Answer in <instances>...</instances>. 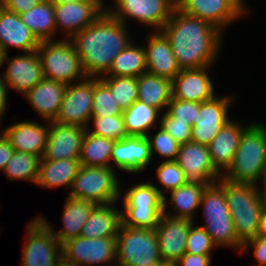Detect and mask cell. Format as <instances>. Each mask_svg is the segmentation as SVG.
Segmentation results:
<instances>
[{
    "mask_svg": "<svg viewBox=\"0 0 266 266\" xmlns=\"http://www.w3.org/2000/svg\"><path fill=\"white\" fill-rule=\"evenodd\" d=\"M161 32L169 40L181 70L212 66L219 55L221 31L177 6Z\"/></svg>",
    "mask_w": 266,
    "mask_h": 266,
    "instance_id": "cell-1",
    "label": "cell"
},
{
    "mask_svg": "<svg viewBox=\"0 0 266 266\" xmlns=\"http://www.w3.org/2000/svg\"><path fill=\"white\" fill-rule=\"evenodd\" d=\"M127 31L124 23L105 10L70 39L87 77L101 78L109 72L115 57L132 42Z\"/></svg>",
    "mask_w": 266,
    "mask_h": 266,
    "instance_id": "cell-2",
    "label": "cell"
},
{
    "mask_svg": "<svg viewBox=\"0 0 266 266\" xmlns=\"http://www.w3.org/2000/svg\"><path fill=\"white\" fill-rule=\"evenodd\" d=\"M266 175V125L251 123L222 178L232 183L254 184Z\"/></svg>",
    "mask_w": 266,
    "mask_h": 266,
    "instance_id": "cell-3",
    "label": "cell"
},
{
    "mask_svg": "<svg viewBox=\"0 0 266 266\" xmlns=\"http://www.w3.org/2000/svg\"><path fill=\"white\" fill-rule=\"evenodd\" d=\"M217 182L224 188L237 238L244 243L256 237L263 210L257 185L232 183L222 177Z\"/></svg>",
    "mask_w": 266,
    "mask_h": 266,
    "instance_id": "cell-4",
    "label": "cell"
},
{
    "mask_svg": "<svg viewBox=\"0 0 266 266\" xmlns=\"http://www.w3.org/2000/svg\"><path fill=\"white\" fill-rule=\"evenodd\" d=\"M116 266H162L155 229L121 224L116 236Z\"/></svg>",
    "mask_w": 266,
    "mask_h": 266,
    "instance_id": "cell-5",
    "label": "cell"
},
{
    "mask_svg": "<svg viewBox=\"0 0 266 266\" xmlns=\"http://www.w3.org/2000/svg\"><path fill=\"white\" fill-rule=\"evenodd\" d=\"M36 51L42 62L44 78L69 85L87 77L70 39L40 42Z\"/></svg>",
    "mask_w": 266,
    "mask_h": 266,
    "instance_id": "cell-6",
    "label": "cell"
},
{
    "mask_svg": "<svg viewBox=\"0 0 266 266\" xmlns=\"http://www.w3.org/2000/svg\"><path fill=\"white\" fill-rule=\"evenodd\" d=\"M122 224L155 229L163 214V197L152 182L139 183L123 195Z\"/></svg>",
    "mask_w": 266,
    "mask_h": 266,
    "instance_id": "cell-7",
    "label": "cell"
},
{
    "mask_svg": "<svg viewBox=\"0 0 266 266\" xmlns=\"http://www.w3.org/2000/svg\"><path fill=\"white\" fill-rule=\"evenodd\" d=\"M112 167H87L81 165L73 179L68 196L91 201L96 205L117 203L120 185Z\"/></svg>",
    "mask_w": 266,
    "mask_h": 266,
    "instance_id": "cell-8",
    "label": "cell"
},
{
    "mask_svg": "<svg viewBox=\"0 0 266 266\" xmlns=\"http://www.w3.org/2000/svg\"><path fill=\"white\" fill-rule=\"evenodd\" d=\"M27 229L21 266H55L62 255V245L51 229L39 217L29 222Z\"/></svg>",
    "mask_w": 266,
    "mask_h": 266,
    "instance_id": "cell-9",
    "label": "cell"
},
{
    "mask_svg": "<svg viewBox=\"0 0 266 266\" xmlns=\"http://www.w3.org/2000/svg\"><path fill=\"white\" fill-rule=\"evenodd\" d=\"M114 9L106 10L126 25L127 17L134 18L140 24L161 31L170 19L176 0H114ZM109 9V10H108Z\"/></svg>",
    "mask_w": 266,
    "mask_h": 266,
    "instance_id": "cell-10",
    "label": "cell"
},
{
    "mask_svg": "<svg viewBox=\"0 0 266 266\" xmlns=\"http://www.w3.org/2000/svg\"><path fill=\"white\" fill-rule=\"evenodd\" d=\"M92 107L93 78L86 77L81 82L66 86L64 98L55 122L89 128Z\"/></svg>",
    "mask_w": 266,
    "mask_h": 266,
    "instance_id": "cell-11",
    "label": "cell"
},
{
    "mask_svg": "<svg viewBox=\"0 0 266 266\" xmlns=\"http://www.w3.org/2000/svg\"><path fill=\"white\" fill-rule=\"evenodd\" d=\"M176 4L184 13L207 21L221 31L248 12L239 0H176Z\"/></svg>",
    "mask_w": 266,
    "mask_h": 266,
    "instance_id": "cell-12",
    "label": "cell"
},
{
    "mask_svg": "<svg viewBox=\"0 0 266 266\" xmlns=\"http://www.w3.org/2000/svg\"><path fill=\"white\" fill-rule=\"evenodd\" d=\"M235 97L217 95L207 101L199 103V113L196 115L192 126L191 141L203 145H209L218 132L231 119L228 117V109Z\"/></svg>",
    "mask_w": 266,
    "mask_h": 266,
    "instance_id": "cell-13",
    "label": "cell"
},
{
    "mask_svg": "<svg viewBox=\"0 0 266 266\" xmlns=\"http://www.w3.org/2000/svg\"><path fill=\"white\" fill-rule=\"evenodd\" d=\"M62 255L79 266L109 264L116 260V237L78 236L62 244Z\"/></svg>",
    "mask_w": 266,
    "mask_h": 266,
    "instance_id": "cell-14",
    "label": "cell"
},
{
    "mask_svg": "<svg viewBox=\"0 0 266 266\" xmlns=\"http://www.w3.org/2000/svg\"><path fill=\"white\" fill-rule=\"evenodd\" d=\"M190 219L162 214L155 228L160 257L164 264H175L186 252Z\"/></svg>",
    "mask_w": 266,
    "mask_h": 266,
    "instance_id": "cell-15",
    "label": "cell"
},
{
    "mask_svg": "<svg viewBox=\"0 0 266 266\" xmlns=\"http://www.w3.org/2000/svg\"><path fill=\"white\" fill-rule=\"evenodd\" d=\"M48 124L46 148L41 160H79L87 128L55 121Z\"/></svg>",
    "mask_w": 266,
    "mask_h": 266,
    "instance_id": "cell-16",
    "label": "cell"
},
{
    "mask_svg": "<svg viewBox=\"0 0 266 266\" xmlns=\"http://www.w3.org/2000/svg\"><path fill=\"white\" fill-rule=\"evenodd\" d=\"M176 161L187 182L211 185L222 177L211 162L207 145L193 141L180 145Z\"/></svg>",
    "mask_w": 266,
    "mask_h": 266,
    "instance_id": "cell-17",
    "label": "cell"
},
{
    "mask_svg": "<svg viewBox=\"0 0 266 266\" xmlns=\"http://www.w3.org/2000/svg\"><path fill=\"white\" fill-rule=\"evenodd\" d=\"M103 3L104 0H87L54 4L56 31L63 29L65 39H71L104 13Z\"/></svg>",
    "mask_w": 266,
    "mask_h": 266,
    "instance_id": "cell-18",
    "label": "cell"
},
{
    "mask_svg": "<svg viewBox=\"0 0 266 266\" xmlns=\"http://www.w3.org/2000/svg\"><path fill=\"white\" fill-rule=\"evenodd\" d=\"M5 61L9 63L3 74L5 84L23 95L44 79L42 62L36 50L19 54L12 59L6 54L3 64Z\"/></svg>",
    "mask_w": 266,
    "mask_h": 266,
    "instance_id": "cell-19",
    "label": "cell"
},
{
    "mask_svg": "<svg viewBox=\"0 0 266 266\" xmlns=\"http://www.w3.org/2000/svg\"><path fill=\"white\" fill-rule=\"evenodd\" d=\"M211 66L197 69H182L172 80L174 99L201 103L214 98L213 82L208 76Z\"/></svg>",
    "mask_w": 266,
    "mask_h": 266,
    "instance_id": "cell-20",
    "label": "cell"
},
{
    "mask_svg": "<svg viewBox=\"0 0 266 266\" xmlns=\"http://www.w3.org/2000/svg\"><path fill=\"white\" fill-rule=\"evenodd\" d=\"M113 160V161H112ZM117 170L138 173L152 162L150 143L147 137L128 136L115 141L112 147L111 164Z\"/></svg>",
    "mask_w": 266,
    "mask_h": 266,
    "instance_id": "cell-21",
    "label": "cell"
},
{
    "mask_svg": "<svg viewBox=\"0 0 266 266\" xmlns=\"http://www.w3.org/2000/svg\"><path fill=\"white\" fill-rule=\"evenodd\" d=\"M147 73L173 80L181 71L169 40L161 31L151 33L144 46Z\"/></svg>",
    "mask_w": 266,
    "mask_h": 266,
    "instance_id": "cell-22",
    "label": "cell"
},
{
    "mask_svg": "<svg viewBox=\"0 0 266 266\" xmlns=\"http://www.w3.org/2000/svg\"><path fill=\"white\" fill-rule=\"evenodd\" d=\"M39 43L18 14L0 6V46L5 55L10 47L24 53L37 50Z\"/></svg>",
    "mask_w": 266,
    "mask_h": 266,
    "instance_id": "cell-23",
    "label": "cell"
},
{
    "mask_svg": "<svg viewBox=\"0 0 266 266\" xmlns=\"http://www.w3.org/2000/svg\"><path fill=\"white\" fill-rule=\"evenodd\" d=\"M66 86L62 82L44 78L24 96L39 116L48 123L55 121L58 116Z\"/></svg>",
    "mask_w": 266,
    "mask_h": 266,
    "instance_id": "cell-24",
    "label": "cell"
},
{
    "mask_svg": "<svg viewBox=\"0 0 266 266\" xmlns=\"http://www.w3.org/2000/svg\"><path fill=\"white\" fill-rule=\"evenodd\" d=\"M49 127L32 121L16 122L2 132L9 139L14 151L27 152L43 157Z\"/></svg>",
    "mask_w": 266,
    "mask_h": 266,
    "instance_id": "cell-25",
    "label": "cell"
},
{
    "mask_svg": "<svg viewBox=\"0 0 266 266\" xmlns=\"http://www.w3.org/2000/svg\"><path fill=\"white\" fill-rule=\"evenodd\" d=\"M250 125L242 127L238 122L230 120L208 145L211 162L221 175L230 166L241 136Z\"/></svg>",
    "mask_w": 266,
    "mask_h": 266,
    "instance_id": "cell-26",
    "label": "cell"
},
{
    "mask_svg": "<svg viewBox=\"0 0 266 266\" xmlns=\"http://www.w3.org/2000/svg\"><path fill=\"white\" fill-rule=\"evenodd\" d=\"M97 205L91 201L76 199L67 196L63 210V228L59 231H54L50 223L41 215L38 216L50 229L53 235L59 240L62 245L66 241L80 236L81 230L85 222L91 215L92 210Z\"/></svg>",
    "mask_w": 266,
    "mask_h": 266,
    "instance_id": "cell-27",
    "label": "cell"
},
{
    "mask_svg": "<svg viewBox=\"0 0 266 266\" xmlns=\"http://www.w3.org/2000/svg\"><path fill=\"white\" fill-rule=\"evenodd\" d=\"M116 203L97 205L82 227L80 236L84 238L116 237L122 224V210Z\"/></svg>",
    "mask_w": 266,
    "mask_h": 266,
    "instance_id": "cell-28",
    "label": "cell"
},
{
    "mask_svg": "<svg viewBox=\"0 0 266 266\" xmlns=\"http://www.w3.org/2000/svg\"><path fill=\"white\" fill-rule=\"evenodd\" d=\"M208 185L204 183L187 182L185 185L170 191V201L175 214L171 215L166 211L168 200L163 197V213L172 217L186 218L192 221L195 212L200 208L203 193Z\"/></svg>",
    "mask_w": 266,
    "mask_h": 266,
    "instance_id": "cell-29",
    "label": "cell"
},
{
    "mask_svg": "<svg viewBox=\"0 0 266 266\" xmlns=\"http://www.w3.org/2000/svg\"><path fill=\"white\" fill-rule=\"evenodd\" d=\"M80 166V161L73 159L40 160L36 185L45 188H70Z\"/></svg>",
    "mask_w": 266,
    "mask_h": 266,
    "instance_id": "cell-30",
    "label": "cell"
},
{
    "mask_svg": "<svg viewBox=\"0 0 266 266\" xmlns=\"http://www.w3.org/2000/svg\"><path fill=\"white\" fill-rule=\"evenodd\" d=\"M137 89L138 100L159 111L167 109L168 103L173 97L172 80L147 72L137 77Z\"/></svg>",
    "mask_w": 266,
    "mask_h": 266,
    "instance_id": "cell-31",
    "label": "cell"
},
{
    "mask_svg": "<svg viewBox=\"0 0 266 266\" xmlns=\"http://www.w3.org/2000/svg\"><path fill=\"white\" fill-rule=\"evenodd\" d=\"M19 16L39 42L53 40L56 31L54 3L42 0Z\"/></svg>",
    "mask_w": 266,
    "mask_h": 266,
    "instance_id": "cell-32",
    "label": "cell"
},
{
    "mask_svg": "<svg viewBox=\"0 0 266 266\" xmlns=\"http://www.w3.org/2000/svg\"><path fill=\"white\" fill-rule=\"evenodd\" d=\"M161 112L146 103L135 101L130 107L123 111L122 117L128 136L146 137L149 129L156 127L158 115ZM155 125V126H154Z\"/></svg>",
    "mask_w": 266,
    "mask_h": 266,
    "instance_id": "cell-33",
    "label": "cell"
},
{
    "mask_svg": "<svg viewBox=\"0 0 266 266\" xmlns=\"http://www.w3.org/2000/svg\"><path fill=\"white\" fill-rule=\"evenodd\" d=\"M147 72L144 46L131 42L113 60L107 73L110 77H139Z\"/></svg>",
    "mask_w": 266,
    "mask_h": 266,
    "instance_id": "cell-34",
    "label": "cell"
},
{
    "mask_svg": "<svg viewBox=\"0 0 266 266\" xmlns=\"http://www.w3.org/2000/svg\"><path fill=\"white\" fill-rule=\"evenodd\" d=\"M115 141L86 131L79 158L80 165L87 167H114L111 165L112 147Z\"/></svg>",
    "mask_w": 266,
    "mask_h": 266,
    "instance_id": "cell-35",
    "label": "cell"
},
{
    "mask_svg": "<svg viewBox=\"0 0 266 266\" xmlns=\"http://www.w3.org/2000/svg\"><path fill=\"white\" fill-rule=\"evenodd\" d=\"M40 160L34 154L14 151L3 172L9 180H28L36 184Z\"/></svg>",
    "mask_w": 266,
    "mask_h": 266,
    "instance_id": "cell-36",
    "label": "cell"
},
{
    "mask_svg": "<svg viewBox=\"0 0 266 266\" xmlns=\"http://www.w3.org/2000/svg\"><path fill=\"white\" fill-rule=\"evenodd\" d=\"M206 224L202 225L210 235L213 243L218 246H230L242 249L243 243L237 238L232 217L205 218Z\"/></svg>",
    "mask_w": 266,
    "mask_h": 266,
    "instance_id": "cell-37",
    "label": "cell"
},
{
    "mask_svg": "<svg viewBox=\"0 0 266 266\" xmlns=\"http://www.w3.org/2000/svg\"><path fill=\"white\" fill-rule=\"evenodd\" d=\"M106 76H102L99 79L111 90V93L114 95V98L116 99L117 104L122 111L126 110L138 100L136 77Z\"/></svg>",
    "mask_w": 266,
    "mask_h": 266,
    "instance_id": "cell-38",
    "label": "cell"
},
{
    "mask_svg": "<svg viewBox=\"0 0 266 266\" xmlns=\"http://www.w3.org/2000/svg\"><path fill=\"white\" fill-rule=\"evenodd\" d=\"M200 207H203L205 218L231 217L224 188L218 182L206 187Z\"/></svg>",
    "mask_w": 266,
    "mask_h": 266,
    "instance_id": "cell-39",
    "label": "cell"
},
{
    "mask_svg": "<svg viewBox=\"0 0 266 266\" xmlns=\"http://www.w3.org/2000/svg\"><path fill=\"white\" fill-rule=\"evenodd\" d=\"M122 113L111 90L99 78H93L92 116H117Z\"/></svg>",
    "mask_w": 266,
    "mask_h": 266,
    "instance_id": "cell-40",
    "label": "cell"
},
{
    "mask_svg": "<svg viewBox=\"0 0 266 266\" xmlns=\"http://www.w3.org/2000/svg\"><path fill=\"white\" fill-rule=\"evenodd\" d=\"M92 120L94 129H86L90 134L106 137L114 141H119L128 137L122 115L92 116L89 120V123H91L90 121Z\"/></svg>",
    "mask_w": 266,
    "mask_h": 266,
    "instance_id": "cell-41",
    "label": "cell"
},
{
    "mask_svg": "<svg viewBox=\"0 0 266 266\" xmlns=\"http://www.w3.org/2000/svg\"><path fill=\"white\" fill-rule=\"evenodd\" d=\"M156 177L162 185V188H158L157 186L155 188L162 197H165L166 195L164 194H167L168 191L170 192L187 183L184 172L176 160H164L161 162L156 170Z\"/></svg>",
    "mask_w": 266,
    "mask_h": 266,
    "instance_id": "cell-42",
    "label": "cell"
},
{
    "mask_svg": "<svg viewBox=\"0 0 266 266\" xmlns=\"http://www.w3.org/2000/svg\"><path fill=\"white\" fill-rule=\"evenodd\" d=\"M158 132L153 136L148 134L146 137L150 143V152L153 159L154 152L165 158V161L176 160L180 144L161 126H158Z\"/></svg>",
    "mask_w": 266,
    "mask_h": 266,
    "instance_id": "cell-43",
    "label": "cell"
},
{
    "mask_svg": "<svg viewBox=\"0 0 266 266\" xmlns=\"http://www.w3.org/2000/svg\"><path fill=\"white\" fill-rule=\"evenodd\" d=\"M212 248L216 249L217 246L213 243L210 235L201 225L194 226L192 223L188 231L186 253L210 255Z\"/></svg>",
    "mask_w": 266,
    "mask_h": 266,
    "instance_id": "cell-44",
    "label": "cell"
},
{
    "mask_svg": "<svg viewBox=\"0 0 266 266\" xmlns=\"http://www.w3.org/2000/svg\"><path fill=\"white\" fill-rule=\"evenodd\" d=\"M165 112L170 117L176 118V121L186 122L192 127L199 113V103L172 98Z\"/></svg>",
    "mask_w": 266,
    "mask_h": 266,
    "instance_id": "cell-45",
    "label": "cell"
},
{
    "mask_svg": "<svg viewBox=\"0 0 266 266\" xmlns=\"http://www.w3.org/2000/svg\"><path fill=\"white\" fill-rule=\"evenodd\" d=\"M159 123L180 145L191 141L192 127L186 122L176 121V118L170 117L165 110Z\"/></svg>",
    "mask_w": 266,
    "mask_h": 266,
    "instance_id": "cell-46",
    "label": "cell"
},
{
    "mask_svg": "<svg viewBox=\"0 0 266 266\" xmlns=\"http://www.w3.org/2000/svg\"><path fill=\"white\" fill-rule=\"evenodd\" d=\"M252 247L254 256L258 262L257 266H266V236H256L245 241L242 245L241 252L248 251Z\"/></svg>",
    "mask_w": 266,
    "mask_h": 266,
    "instance_id": "cell-47",
    "label": "cell"
},
{
    "mask_svg": "<svg viewBox=\"0 0 266 266\" xmlns=\"http://www.w3.org/2000/svg\"><path fill=\"white\" fill-rule=\"evenodd\" d=\"M42 0H1V6L18 15L27 12Z\"/></svg>",
    "mask_w": 266,
    "mask_h": 266,
    "instance_id": "cell-48",
    "label": "cell"
},
{
    "mask_svg": "<svg viewBox=\"0 0 266 266\" xmlns=\"http://www.w3.org/2000/svg\"><path fill=\"white\" fill-rule=\"evenodd\" d=\"M211 255L184 253L175 263L176 266H210Z\"/></svg>",
    "mask_w": 266,
    "mask_h": 266,
    "instance_id": "cell-49",
    "label": "cell"
},
{
    "mask_svg": "<svg viewBox=\"0 0 266 266\" xmlns=\"http://www.w3.org/2000/svg\"><path fill=\"white\" fill-rule=\"evenodd\" d=\"M14 149L11 146L9 139L2 132L0 133V170L3 171L5 166L11 159Z\"/></svg>",
    "mask_w": 266,
    "mask_h": 266,
    "instance_id": "cell-50",
    "label": "cell"
},
{
    "mask_svg": "<svg viewBox=\"0 0 266 266\" xmlns=\"http://www.w3.org/2000/svg\"><path fill=\"white\" fill-rule=\"evenodd\" d=\"M7 91L8 86L5 84L4 77L0 76V120H2V117L4 116V111L6 109L7 105Z\"/></svg>",
    "mask_w": 266,
    "mask_h": 266,
    "instance_id": "cell-51",
    "label": "cell"
},
{
    "mask_svg": "<svg viewBox=\"0 0 266 266\" xmlns=\"http://www.w3.org/2000/svg\"><path fill=\"white\" fill-rule=\"evenodd\" d=\"M261 180L263 183L262 184L263 187L258 188L257 186V189H258V194L260 197V202L262 204V209L266 211V175L262 177Z\"/></svg>",
    "mask_w": 266,
    "mask_h": 266,
    "instance_id": "cell-52",
    "label": "cell"
},
{
    "mask_svg": "<svg viewBox=\"0 0 266 266\" xmlns=\"http://www.w3.org/2000/svg\"><path fill=\"white\" fill-rule=\"evenodd\" d=\"M257 236H266V211L262 210Z\"/></svg>",
    "mask_w": 266,
    "mask_h": 266,
    "instance_id": "cell-53",
    "label": "cell"
},
{
    "mask_svg": "<svg viewBox=\"0 0 266 266\" xmlns=\"http://www.w3.org/2000/svg\"><path fill=\"white\" fill-rule=\"evenodd\" d=\"M55 266H79V265L67 259L64 255H61L56 261Z\"/></svg>",
    "mask_w": 266,
    "mask_h": 266,
    "instance_id": "cell-54",
    "label": "cell"
},
{
    "mask_svg": "<svg viewBox=\"0 0 266 266\" xmlns=\"http://www.w3.org/2000/svg\"><path fill=\"white\" fill-rule=\"evenodd\" d=\"M54 4H61V3H71V2H84L87 0H49Z\"/></svg>",
    "mask_w": 266,
    "mask_h": 266,
    "instance_id": "cell-55",
    "label": "cell"
},
{
    "mask_svg": "<svg viewBox=\"0 0 266 266\" xmlns=\"http://www.w3.org/2000/svg\"><path fill=\"white\" fill-rule=\"evenodd\" d=\"M5 53L3 52L1 46H0V68L3 66V59H4Z\"/></svg>",
    "mask_w": 266,
    "mask_h": 266,
    "instance_id": "cell-56",
    "label": "cell"
},
{
    "mask_svg": "<svg viewBox=\"0 0 266 266\" xmlns=\"http://www.w3.org/2000/svg\"><path fill=\"white\" fill-rule=\"evenodd\" d=\"M162 266H176L175 264H163Z\"/></svg>",
    "mask_w": 266,
    "mask_h": 266,
    "instance_id": "cell-57",
    "label": "cell"
},
{
    "mask_svg": "<svg viewBox=\"0 0 266 266\" xmlns=\"http://www.w3.org/2000/svg\"><path fill=\"white\" fill-rule=\"evenodd\" d=\"M239 1H241L246 6V3H244L245 2L244 0H239Z\"/></svg>",
    "mask_w": 266,
    "mask_h": 266,
    "instance_id": "cell-58",
    "label": "cell"
}]
</instances>
